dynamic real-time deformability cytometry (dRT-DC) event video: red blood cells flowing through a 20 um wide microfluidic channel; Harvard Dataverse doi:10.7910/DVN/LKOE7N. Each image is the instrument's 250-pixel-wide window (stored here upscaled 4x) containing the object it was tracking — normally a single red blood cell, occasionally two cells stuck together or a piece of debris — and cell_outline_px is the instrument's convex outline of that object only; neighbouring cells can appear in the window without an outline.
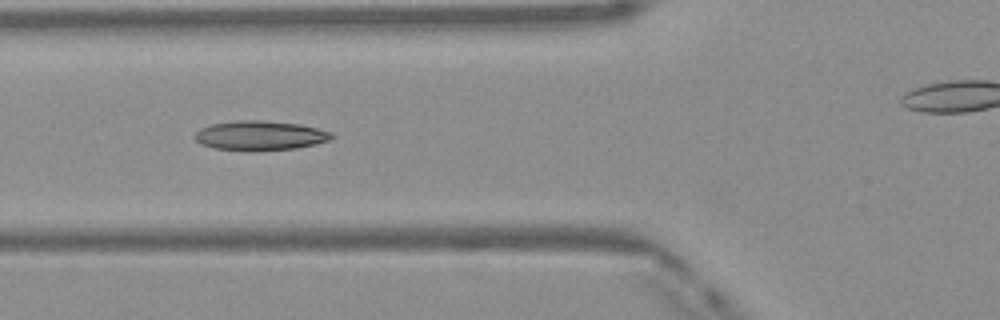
{"species": "Egyptian fruit bat (a non-hibernating species)", "species_latin": "Rousettus aegyptiacus", "temperature_condition": "warm", "stored_images_in_passage": 48, "camera_frame_rate_fps": 3000, "um_per_image_px": 0.085, "frame": {"image": 1, "passage_image": 17, "time_ms": 5.333, "image_size_px": [1000, 320], "cell_outline_px": [[336, 136], [328, 140], [316, 144], [296, 148], [216, 148], [200, 144], [192, 136], [200, 128], [212, 124], [236, 120], [260, 120], [300, 124], [332, 132]], "centroid_in_image_um": [22.11, 11.47], "position_along_channel_um": 103.7, "area_um2": 22.66}}
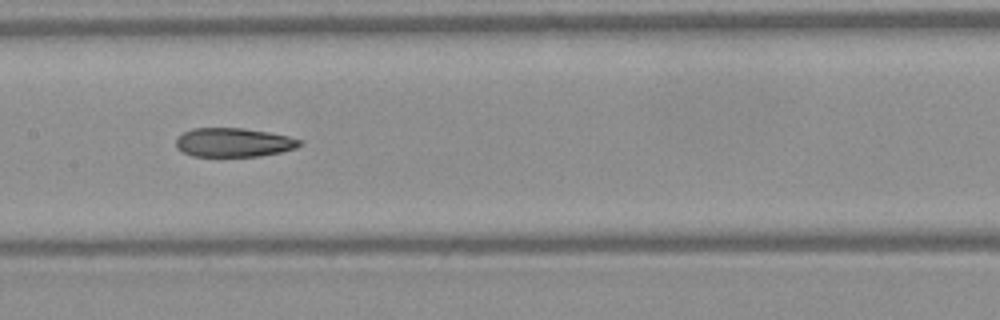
{"frame": {"image": 2, "passage_image": 23, "time_ms": 7.333, "image_size_px": [1000, 320], "cell_outline_px": [[300, 144], [296, 148], [280, 152], [260, 156], [192, 156], [176, 148], [176, 136], [192, 128], [244, 128], [268, 132], [288, 136], [300, 140]], "centroid_in_image_um": [19.81, 12.1], "position_along_channel_um": 187.6, "area_um2": 20.81}}
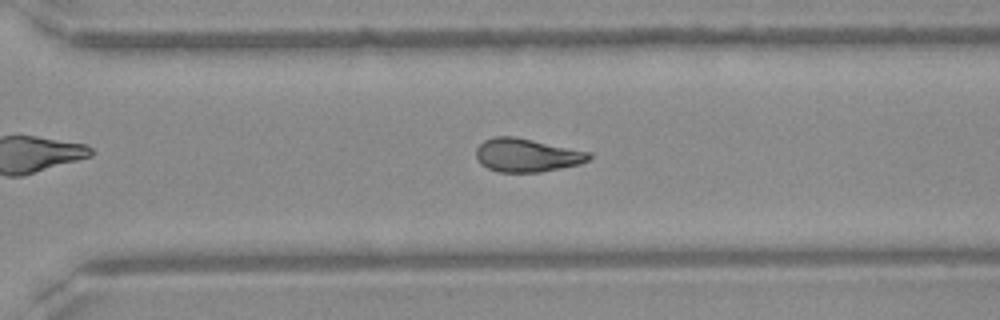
{"frame": {"image": 3, "passage_image": 33, "time_ms": 10.667, "image_size_px": [1000, 320], "cell_outline_px": [[592, 156], [588, 160], [580, 164], [540, 172], [500, 172], [488, 168], [480, 164], [476, 156], [476, 148], [484, 140], [492, 136], [512, 136], [592, 152]], "centroid_in_image_um": [44.77, 13.19], "position_along_channel_um": 325.8, "area_um2": 21.96}, "authors_computed_cell_mechanics": {"area_um2": 22.3397, "velocity_mm_per_s": 4.159, "shape_relaxation_time_tau1_ms": null, "shape_relaxation_time_tau2_ms": 6.8575, "deformation_change_tau1": null, "deformation_change_tau2": 0.1574}}